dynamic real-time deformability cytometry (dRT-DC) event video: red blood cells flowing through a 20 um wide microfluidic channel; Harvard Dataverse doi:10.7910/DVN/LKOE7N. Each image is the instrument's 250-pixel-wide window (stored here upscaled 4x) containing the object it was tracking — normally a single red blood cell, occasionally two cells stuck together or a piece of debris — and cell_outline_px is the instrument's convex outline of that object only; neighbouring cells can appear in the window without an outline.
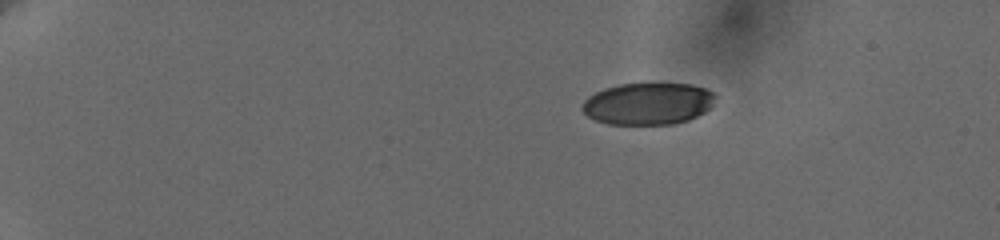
{"species": "human", "species_latin": "Homo sapiens", "temperature_condition": "cold", "stored_images_in_passage": 15, "camera_frame_rate_fps": 3000, "um_per_image_px": 0.085, "donor": {"sex": "female"}, "frame": {"image": 1, "passage_image": 1, "time_ms": 0.0, "image_size_px": [1000, 240], "cell_outline_px": [[716, 96], [712, 104], [704, 112], [688, 120], [672, 124], [608, 124], [596, 120], [588, 116], [580, 108], [584, 100], [588, 96], [604, 88], [620, 84], [652, 80], [692, 84], [704, 88], [712, 92]], "centroid_in_image_um": [55.07, 8.76], "position_along_channel_um": 29.9, "area_um2": 33.41}}
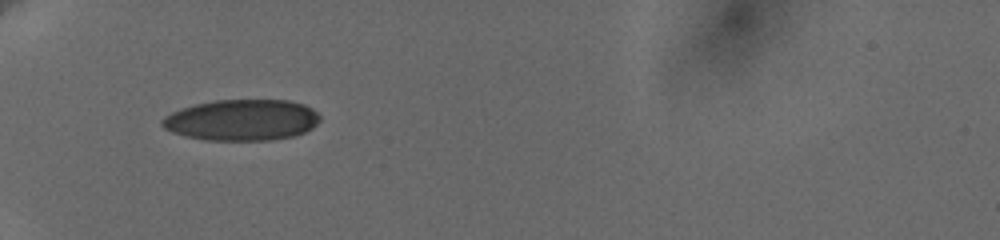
{"frame": {"image": 2, "passage_image": 9, "time_ms": 3.667, "image_size_px": [1000, 240], "cell_outline_px": [[320, 120], [312, 128], [304, 132], [292, 136], [272, 140], [204, 140], [184, 136], [172, 132], [164, 128], [160, 124], [160, 120], [164, 116], [172, 112], [196, 104], [216, 100], [288, 100], [304, 104], [312, 108], [320, 116]], "centroid_in_image_um": [20.55, 10.2], "position_along_channel_um": 64.5, "area_um2": 37.86}}
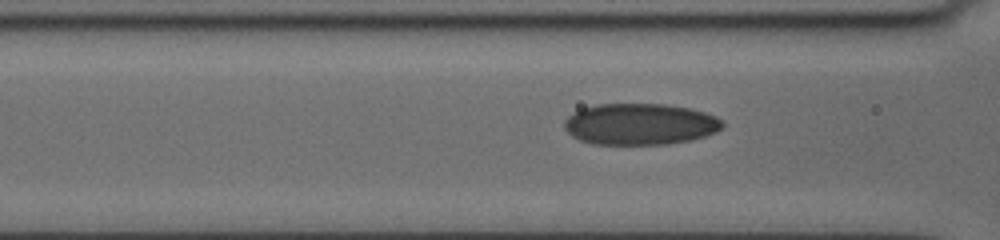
{"frame": {"image": 3, "passage_image": 13, "time_ms": 5.333, "image_size_px": [1000, 240], "cell_outline_px": [[724, 128], [716, 132], [692, 140], [668, 144], [592, 144], [580, 140], [572, 136], [564, 128], [564, 120], [572, 112], [580, 108], [596, 104], [668, 104], [688, 108], [704, 112], [716, 116], [724, 124]], "centroid_in_image_um": [54.39, 10.55], "position_along_channel_um": 112.2, "area_um2": 38.44}}